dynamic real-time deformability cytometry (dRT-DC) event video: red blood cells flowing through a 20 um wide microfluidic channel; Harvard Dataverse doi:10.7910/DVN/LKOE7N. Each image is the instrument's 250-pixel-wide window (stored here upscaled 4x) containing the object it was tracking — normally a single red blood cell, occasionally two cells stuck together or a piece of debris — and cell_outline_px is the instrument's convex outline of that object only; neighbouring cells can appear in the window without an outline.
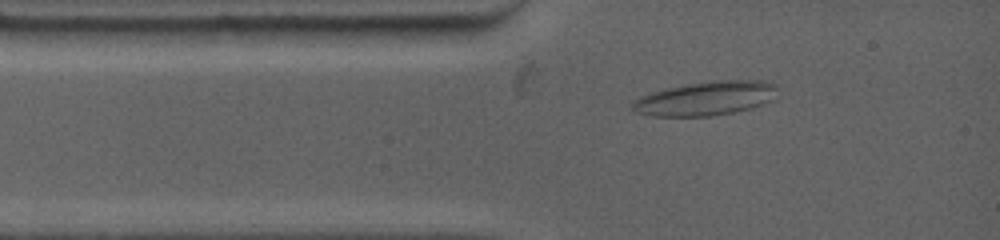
{"species": "common noctule bat (a hibernating species)", "species_latin": "Nyctalus noctula", "temperature_condition": "warm", "stored_images_in_passage": 2, "camera_frame_rate_fps": 4500, "um_per_image_px": 0.085, "animal": {"sex": "female", "body_mass_g": 19.0, "forearm_length_mm": 53.3}, "frame": {"image": 1, "passage_image": 1, "time_ms": 0.0, "image_size_px": [1000, 240], "cell_outline_px": [[780, 84], [768, 100], [760, 104], [748, 108], [732, 112], [708, 116], [652, 116], [636, 112], [632, 108], [632, 100], [640, 96], [652, 92], [684, 84], [716, 80], [760, 80]], "centroid_in_image_um": [59.93, 8.35], "position_along_channel_um": 25.1, "area_um2": 28.44}}